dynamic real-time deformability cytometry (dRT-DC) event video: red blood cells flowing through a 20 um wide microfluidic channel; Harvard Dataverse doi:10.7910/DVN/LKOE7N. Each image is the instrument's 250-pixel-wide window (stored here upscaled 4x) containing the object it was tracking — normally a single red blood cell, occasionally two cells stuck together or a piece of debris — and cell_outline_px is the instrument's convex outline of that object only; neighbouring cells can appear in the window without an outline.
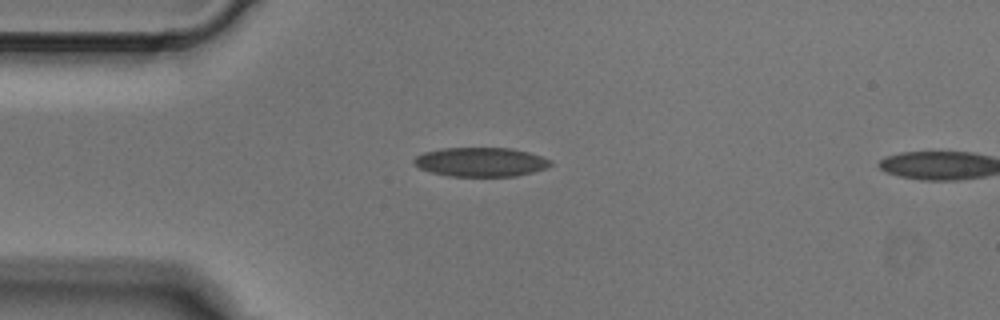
{"species": "Egyptian fruit bat (a non-hibernating species)", "species_latin": "Rousettus aegyptiacus", "temperature_condition": "cold", "stored_images_in_passage": 2, "camera_frame_rate_fps": 3000, "um_per_image_px": 0.085, "animal": {"sex": "male"}, "frame": {"image": 1, "passage_image": 1, "time_ms": 0.0, "image_size_px": [1000, 320], "cell_outline_px": [[552, 164], [548, 168], [516, 176], [448, 176], [432, 172], [420, 168], [412, 160], [416, 156], [424, 152], [440, 148], [512, 148], [528, 152], [552, 160]], "centroid_in_image_um": [40.88, 13.76], "position_along_channel_um": 44.1, "area_um2": 23.18}}